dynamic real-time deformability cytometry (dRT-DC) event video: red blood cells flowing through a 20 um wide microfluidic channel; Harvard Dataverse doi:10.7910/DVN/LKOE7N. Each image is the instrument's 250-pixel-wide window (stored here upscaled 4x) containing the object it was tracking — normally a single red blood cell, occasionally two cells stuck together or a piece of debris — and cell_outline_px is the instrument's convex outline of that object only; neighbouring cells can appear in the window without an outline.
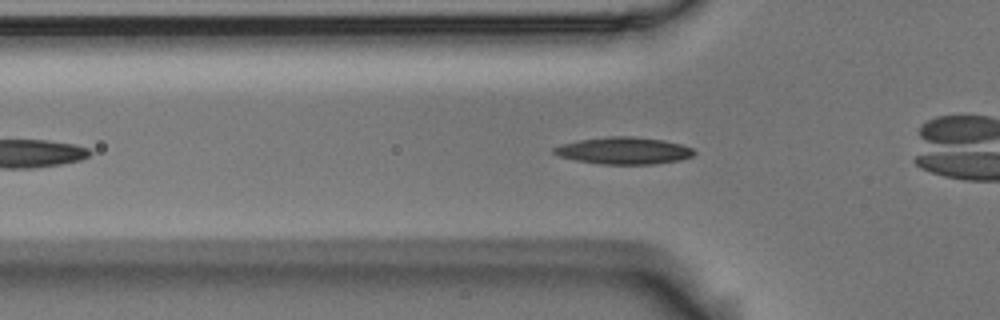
{"species": "Egyptian fruit bat (a non-hibernating species)", "species_latin": "Rousettus aegyptiacus", "temperature_condition": "room temperature", "stored_images_in_passage": 42, "camera_frame_rate_fps": 3000, "um_per_image_px": 0.085, "animal": {"sex": "male"}, "frame": {"image": 1, "passage_image": 8, "time_ms": 2.333, "image_size_px": [1000, 320], "cell_outline_px": [[696, 152], [692, 156], [680, 160], [656, 164], [600, 164], [576, 160], [560, 156], [552, 152], [552, 148], [560, 144], [580, 140], [608, 136], [632, 136], [664, 140], [680, 144], [692, 148]], "centroid_in_image_um": [53.02, 12.8], "position_along_channel_um": 72.8, "area_um2": 22.08}}
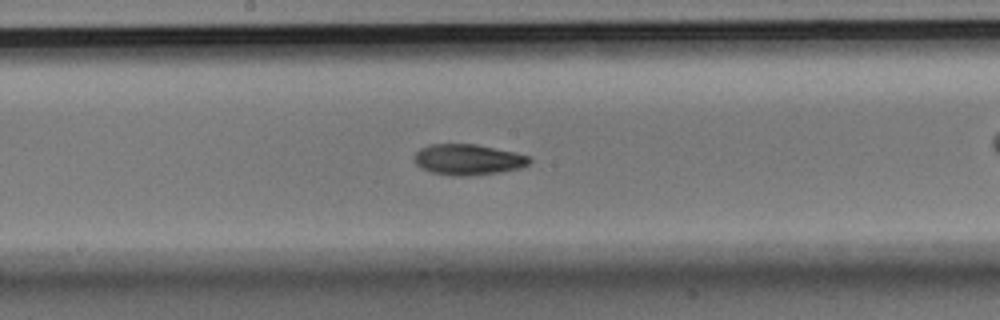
{"frame": {"image": 2, "passage_image": 19, "time_ms": 6.0, "image_size_px": [1000, 320], "cell_outline_px": [[532, 160], [528, 164], [520, 168], [472, 176], [452, 176], [432, 172], [420, 168], [416, 164], [412, 156], [420, 148], [428, 144], [476, 144], [512, 152], [528, 156]], "centroid_in_image_um": [39.71, 13.56], "position_along_channel_um": 208.5, "area_um2": 20.63}}
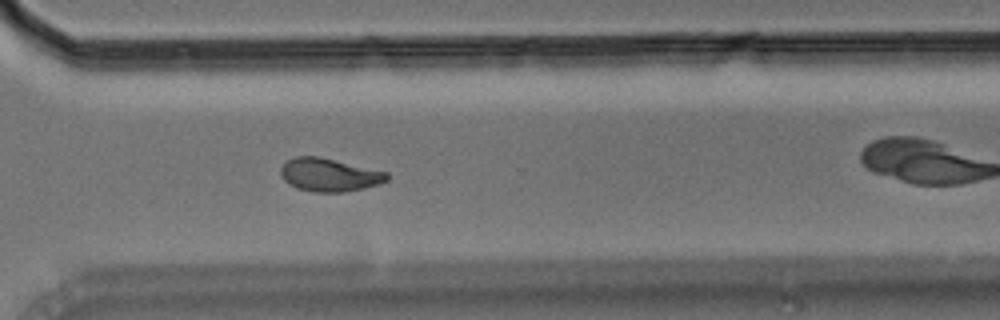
{"frame": {"image": 3, "passage_image": 30, "time_ms": 9.667, "image_size_px": [1000, 320], "cell_outline_px": [[388, 180], [380, 184], [364, 188], [344, 192], [316, 192], [296, 188], [288, 184], [284, 180], [280, 172], [280, 168], [288, 160], [296, 156], [320, 156], [388, 172]], "centroid_in_image_um": [28.0, 14.86], "position_along_channel_um": 342.6, "area_um2": 20.63}, "authors_computed_cell_mechanics": {"area_um2": 20.6346, "velocity_mm_per_s": 3.6711, "shape_relaxation_time_tau1_ms": 5.8857, "shape_relaxation_time_tau2_ms": 5.0527, "deformation_change_tau1": 0.1649, "deformation_change_tau2": 0.1}}